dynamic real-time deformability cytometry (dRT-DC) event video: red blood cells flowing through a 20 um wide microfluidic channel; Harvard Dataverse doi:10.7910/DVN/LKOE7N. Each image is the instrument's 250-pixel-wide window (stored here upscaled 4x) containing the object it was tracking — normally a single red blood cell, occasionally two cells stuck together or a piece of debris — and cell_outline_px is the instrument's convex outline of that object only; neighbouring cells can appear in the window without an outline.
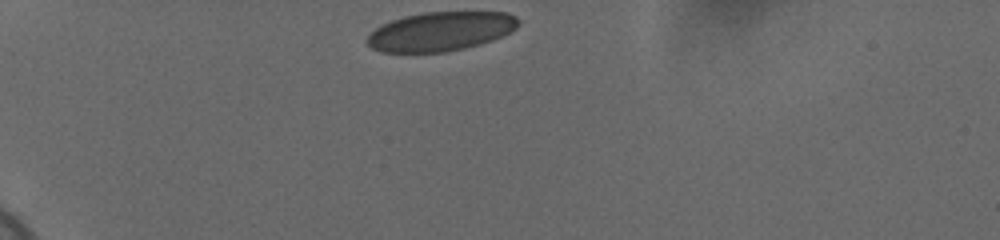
{"species": "human", "species_latin": "Homo sapiens", "temperature_condition": "cold", "stored_images_in_passage": 34, "camera_frame_rate_fps": 3000, "um_per_image_px": 0.085, "donor": {"sex": "female"}, "frame": {"image": 1, "passage_image": 1, "time_ms": 0.0, "image_size_px": [1000, 240], "cell_outline_px": [[520, 24], [516, 28], [492, 40], [480, 44], [448, 52], [380, 52], [372, 48], [364, 40], [376, 28], [392, 20], [404, 16], [424, 12], [508, 12], [516, 16], [520, 20]], "centroid_in_image_um": [37.46, 2.67], "position_along_channel_um": 47.5, "area_um2": 34.45}}
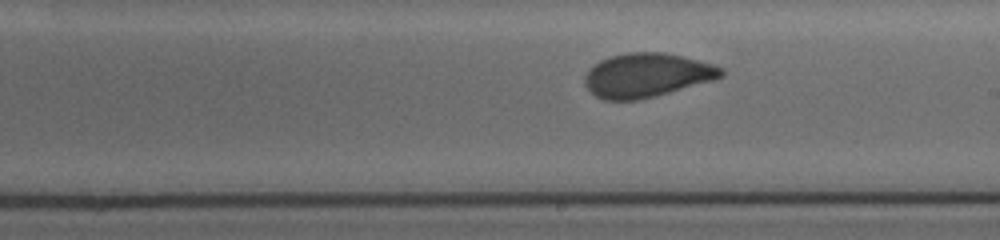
{"frame": {"image": 2, "passage_image": 20, "time_ms": 6.333, "image_size_px": [1000, 240], "cell_outline_px": [[724, 76], [712, 80], [656, 96], [636, 100], [604, 100], [596, 96], [584, 84], [584, 76], [588, 68], [600, 60], [612, 56], [628, 52], [664, 52], [712, 64], [724, 68]], "centroid_in_image_um": [54.95, 6.39], "position_along_channel_um": 234.1, "area_um2": 34.85}}
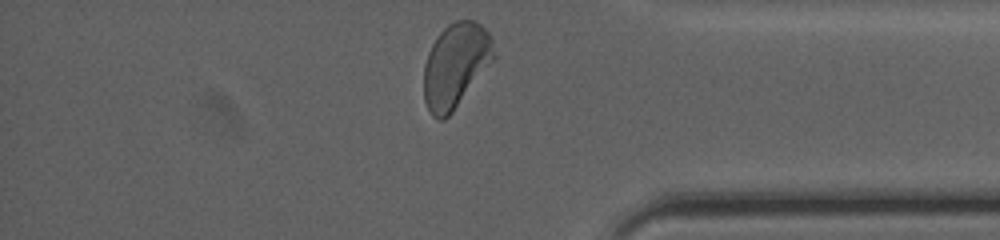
{"frame": {"image": 3, "passage_image": 34, "time_ms": 11.0, "image_size_px": [1000, 240], "cell_outline_px": [[496, 56], [452, 112], [444, 120], [440, 120], [432, 116], [424, 100], [424, 64], [428, 52], [432, 44], [440, 32], [448, 24], [456, 20], [476, 20], [492, 36]], "centroid_in_image_um": [38.72, 5.53], "position_along_channel_um": 396.5, "area_um2": 34.33}, "authors_computed_cell_mechanics": {"area_um2": 35.3158, "velocity_mm_per_s": 3.6911, "shape_relaxation_time_tau1_ms": 4.5652, "shape_relaxation_time_tau2_ms": null, "deformation_change_tau1": 0.1099, "deformation_change_tau2": null}}